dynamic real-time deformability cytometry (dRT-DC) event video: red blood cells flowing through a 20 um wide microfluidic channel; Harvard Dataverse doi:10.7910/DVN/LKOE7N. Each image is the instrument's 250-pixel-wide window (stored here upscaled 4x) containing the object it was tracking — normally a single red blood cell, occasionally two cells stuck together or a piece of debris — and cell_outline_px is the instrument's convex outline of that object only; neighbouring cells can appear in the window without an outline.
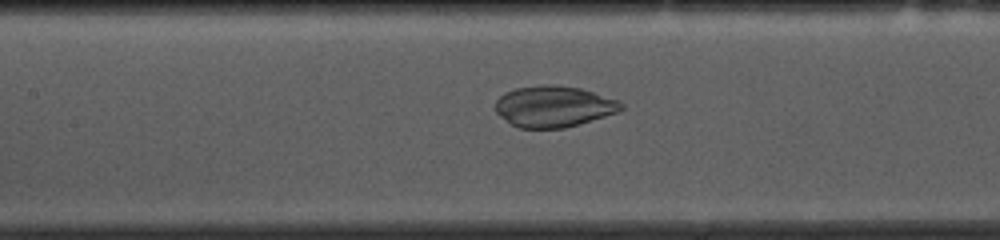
{"species": "common noctule bat (a hibernating species)", "species_latin": "Nyctalus noctula", "temperature_condition": "cold", "stored_images_in_passage": 53, "camera_frame_rate_fps": 3000, "um_per_image_px": 0.085, "animal": {"sex": "female", "body_mass_g": 10.0, "forearm_length_mm": 53.1}, "frame": {"image": 1, "passage_image": 23, "time_ms": 7.333, "image_size_px": [1000, 240], "cell_outline_px": [[624, 108], [616, 112], [604, 116], [564, 128], [520, 128], [512, 124], [500, 116], [496, 112], [496, 100], [504, 92], [516, 88], [540, 84], [552, 84], [580, 88], [620, 100], [624, 104]], "centroid_in_image_um": [47.06, 9.03], "position_along_channel_um": 160.3, "area_um2": 30.11}}
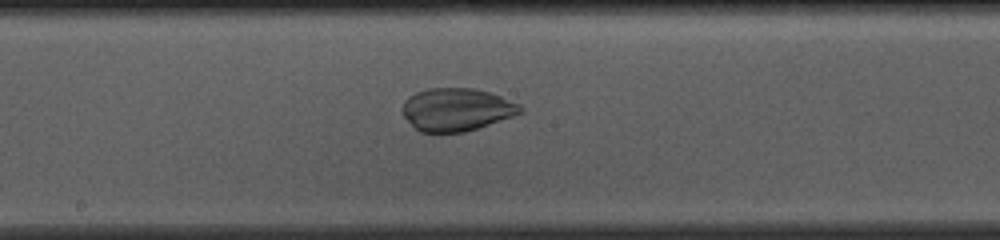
{"frame": {"image": 2, "passage_image": 27, "time_ms": 8.667, "image_size_px": [1000, 240], "cell_outline_px": [[524, 112], [464, 132], [420, 132], [404, 116], [400, 108], [404, 100], [408, 96], [416, 92], [428, 88], [476, 88], [500, 96], [520, 104], [524, 108]], "centroid_in_image_um": [38.79, 9.29], "position_along_channel_um": 209.4, "area_um2": 29.36}}
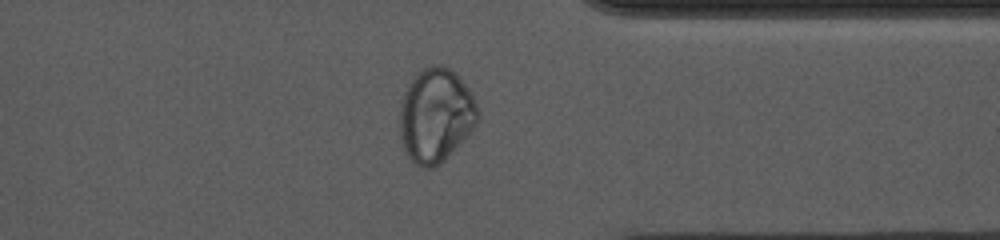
{"frame": {"image": 3, "passage_image": 41, "time_ms": 13.333, "image_size_px": [1000, 240], "cell_outline_px": [[480, 120], [444, 160], [440, 164], [432, 168], [420, 168], [404, 152], [400, 136], [400, 104], [404, 92], [408, 84], [416, 72], [432, 64], [444, 64], [456, 72], [468, 88], [480, 112]], "centroid_in_image_um": [37.03, 9.78], "position_along_channel_um": 374.4, "area_um2": 43.12}}